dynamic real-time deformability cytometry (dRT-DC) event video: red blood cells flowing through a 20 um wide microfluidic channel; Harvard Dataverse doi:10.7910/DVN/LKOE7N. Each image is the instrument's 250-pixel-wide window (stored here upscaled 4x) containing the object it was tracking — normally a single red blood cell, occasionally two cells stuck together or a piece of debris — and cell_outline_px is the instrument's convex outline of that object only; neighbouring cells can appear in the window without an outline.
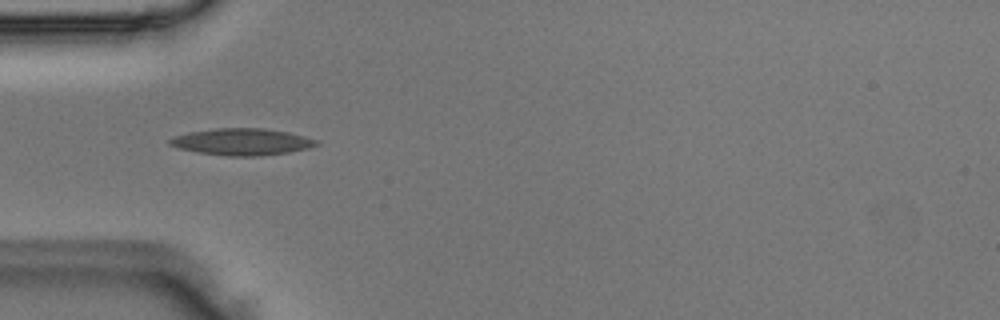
{"species": "Egyptian fruit bat (a non-hibernating species)", "species_latin": "Rousettus aegyptiacus", "temperature_condition": "room temperature", "stored_images_in_passage": 2, "camera_frame_rate_fps": 3000, "um_per_image_px": 0.085, "animal": {"sex": "male"}, "frame": {"image": 1, "passage_image": 1, "time_ms": 0.0, "image_size_px": [1000, 320], "cell_outline_px": [[320, 144], [308, 148], [288, 152], [260, 156], [228, 156], [200, 152], [180, 148], [168, 144], [168, 140], [176, 136], [188, 132], [216, 128], [264, 128], [288, 132], [320, 140]], "centroid_in_image_um": [20.61, 12.05], "position_along_channel_um": 64.4, "area_um2": 22.77}}
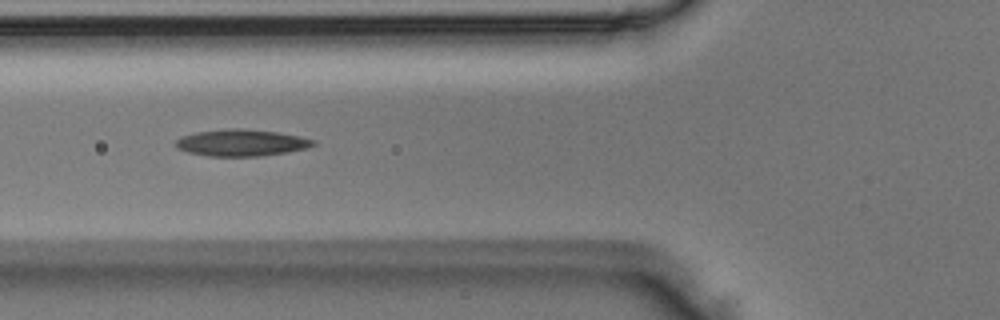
{"frame": {"image": 2, "passage_image": 2, "time_ms": 0.333, "image_size_px": [1000, 320], "cell_outline_px": [[316, 144], [308, 148], [288, 152], [260, 156], [208, 156], [188, 152], [176, 148], [176, 140], [180, 136], [196, 132], [228, 128], [244, 128], [276, 132], [300, 136], [316, 140]], "centroid_in_image_um": [20.53, 12.13], "position_along_channel_um": 105.3, "area_um2": 21.56}}